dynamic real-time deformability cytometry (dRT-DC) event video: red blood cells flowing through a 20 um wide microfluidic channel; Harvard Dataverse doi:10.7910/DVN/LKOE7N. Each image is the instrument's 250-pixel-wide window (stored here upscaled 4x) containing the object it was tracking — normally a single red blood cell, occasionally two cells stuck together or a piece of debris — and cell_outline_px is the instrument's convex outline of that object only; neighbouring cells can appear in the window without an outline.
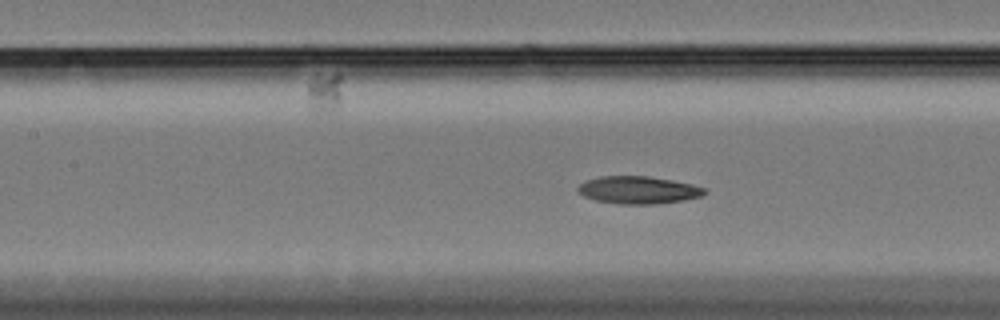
{"species": "Egyptian fruit bat (a non-hibernating species)", "species_latin": "Rousettus aegyptiacus", "temperature_condition": "cold", "stored_images_in_passage": 58, "camera_frame_rate_fps": 3000, "um_per_image_px": 0.085, "animal": {"sex": "female"}, "frame": {"image": 1, "passage_image": 24, "time_ms": 7.667, "image_size_px": [1000, 320], "cell_outline_px": [[708, 192], [700, 196], [684, 200], [656, 204], [620, 204], [596, 200], [584, 196], [576, 188], [580, 184], [588, 180], [600, 176], [648, 176], [672, 180], [692, 184], [708, 188]], "centroid_in_image_um": [54.3, 16.15], "position_along_channel_um": 153.1, "area_um2": 20.29}}
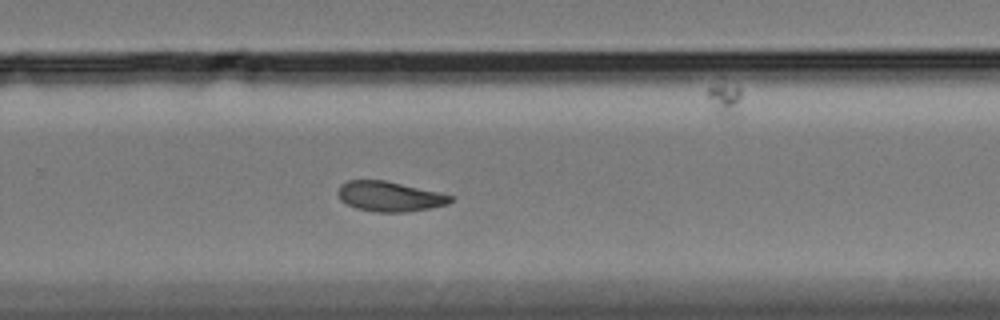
{"frame": {"image": 2, "passage_image": 37, "time_ms": 12.0, "image_size_px": [1000, 320], "cell_outline_px": [[452, 200], [448, 204], [408, 212], [376, 212], [356, 208], [340, 200], [340, 184], [348, 180], [384, 180], [440, 192], [452, 196]], "centroid_in_image_um": [33.13, 16.7], "position_along_channel_um": 296.7, "area_um2": 19.48}}
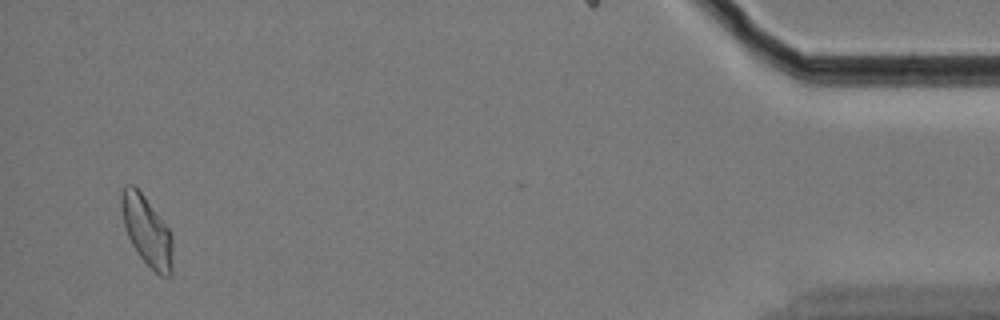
{"frame": {"image": 3, "passage_image": 55, "time_ms": 18.0, "image_size_px": [1000, 320], "cell_outline_px": [[172, 272], [168, 276], [160, 276], [140, 256], [132, 244], [128, 236], [124, 224], [120, 208], [120, 192], [124, 184], [132, 184], [144, 196], [168, 228], [172, 236]], "centroid_in_image_um": [12.46, 19.59], "position_along_channel_um": 422.7, "area_um2": 20.58}}